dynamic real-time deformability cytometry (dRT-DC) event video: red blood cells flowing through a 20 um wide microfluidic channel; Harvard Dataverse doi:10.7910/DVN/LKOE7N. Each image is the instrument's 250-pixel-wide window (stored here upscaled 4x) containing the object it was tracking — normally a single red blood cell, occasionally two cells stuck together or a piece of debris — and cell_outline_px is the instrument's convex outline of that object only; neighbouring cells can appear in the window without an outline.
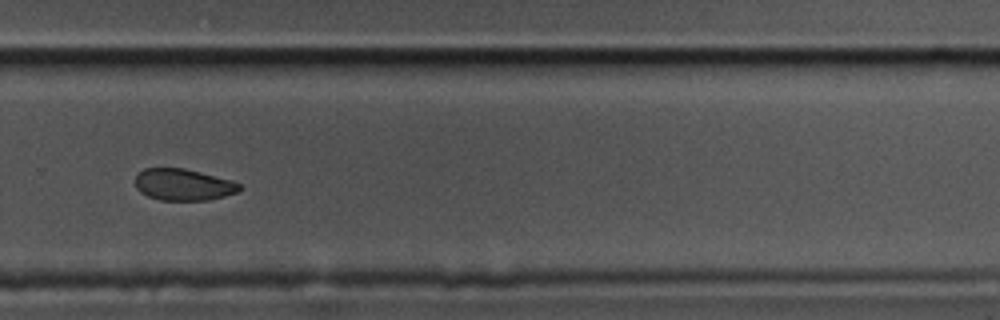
{"species": "common noctule bat (a hibernating species)", "species_latin": "Nyctalus noctula", "temperature_condition": "cold", "stored_images_in_passage": 46, "camera_frame_rate_fps": 3000, "um_per_image_px": 0.085, "animal": {"sex": "male", "body_mass_g": 17.5, "forearm_length_mm": 52.3}, "frame": {"image": 1, "passage_image": 27, "time_ms": 8.667, "image_size_px": [1000, 320], "cell_outline_px": [[244, 188], [240, 192], [208, 200], [160, 200], [148, 196], [140, 192], [136, 188], [136, 172], [144, 168], [184, 168], [200, 172], [228, 180], [240, 184]], "centroid_in_image_um": [15.57, 15.7], "position_along_channel_um": 314.2, "area_um2": 19.25}, "authors_computed_cell_mechanics": {"area_um2": 21.6172, "velocity_mm_per_s": 3.4753, "shape_relaxation_time_tau1_ms": 5.5749, "shape_relaxation_time_tau2_ms": 8.0586, "deformation_change_tau1": 0.1055, "deformation_change_tau2": 0.1118}}